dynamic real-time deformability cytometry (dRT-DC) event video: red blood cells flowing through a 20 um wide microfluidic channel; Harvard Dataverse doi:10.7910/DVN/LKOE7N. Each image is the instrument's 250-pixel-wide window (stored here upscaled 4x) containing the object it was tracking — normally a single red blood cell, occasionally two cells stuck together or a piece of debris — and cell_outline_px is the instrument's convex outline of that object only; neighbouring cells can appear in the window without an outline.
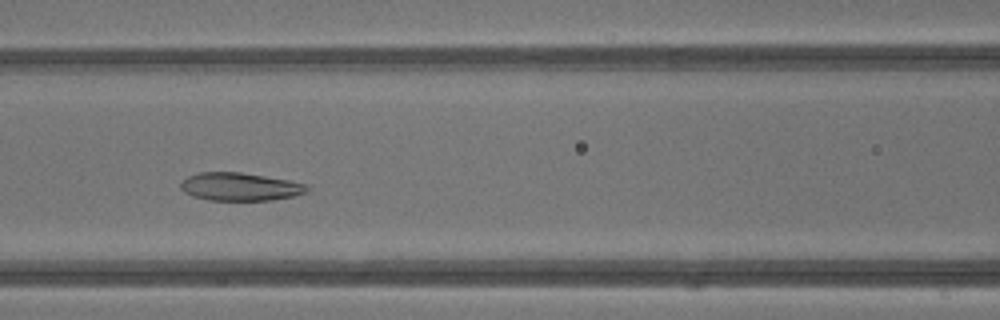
{"species": "common noctule bat (a hibernating species)", "species_latin": "Nyctalus noctula", "temperature_condition": "warm", "stored_images_in_passage": 34, "camera_frame_rate_fps": 3000, "um_per_image_px": 0.085, "animal": {"sex": "male", "body_mass_g": 13.3}, "frame": {"image": 1, "passage_image": 15, "time_ms": 4.667, "image_size_px": [1000, 320], "cell_outline_px": [[312, 188], [308, 192], [292, 196], [272, 200], [208, 200], [192, 196], [184, 192], [180, 188], [180, 184], [188, 176], [200, 172], [240, 172], [288, 180], [308, 184]], "centroid_in_image_um": [20.43, 15.87], "position_along_channel_um": 146.2, "area_um2": 20.69}}
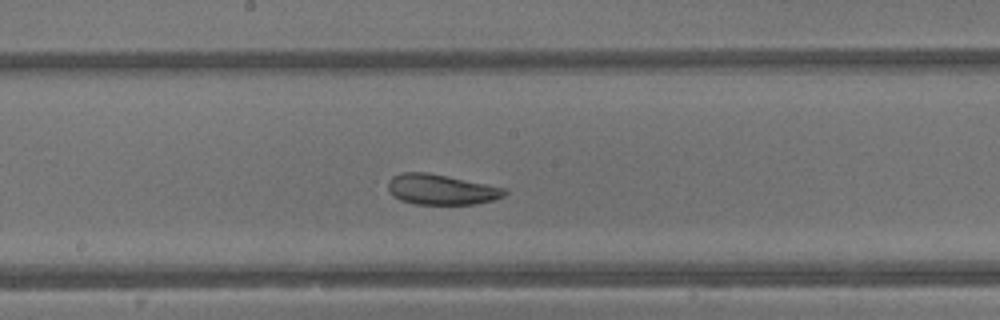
{"frame": {"image": 2, "passage_image": 19, "time_ms": 6.0, "image_size_px": [1000, 320], "cell_outline_px": [[508, 192], [504, 196], [492, 200], [476, 204], [416, 204], [400, 200], [392, 196], [388, 188], [388, 180], [392, 176], [400, 172], [428, 172], [508, 188]], "centroid_in_image_um": [37.5, 16.1], "position_along_channel_um": 210.7, "area_um2": 20.87}}
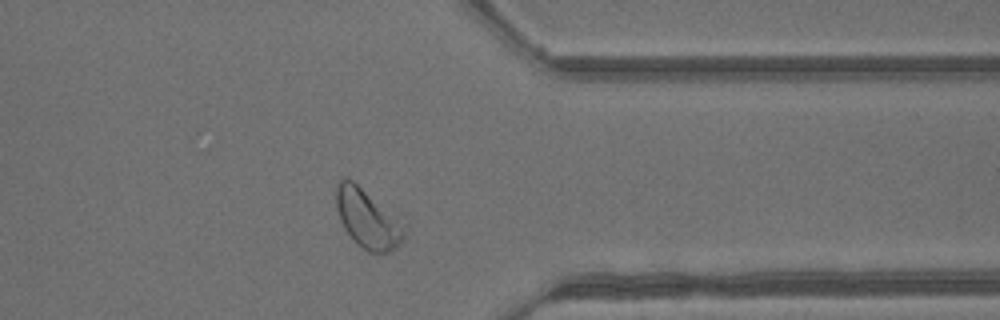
{"frame": {"image": 3, "passage_image": 30, "time_ms": 9.667, "image_size_px": [1000, 320], "cell_outline_px": [[408, 224], [404, 240], [400, 244], [388, 252], [368, 252], [356, 244], [352, 240], [344, 228], [340, 220], [336, 208], [336, 184], [344, 176], [352, 180], [408, 220]], "centroid_in_image_um": [31.33, 18.56], "position_along_channel_um": 380.1, "area_um2": 24.68}, "authors_computed_cell_mechanics": {"area_um2": 22.3397, "velocity_mm_per_s": 4.8477, "shape_relaxation_time_tau1_ms": 2.7767, "shape_relaxation_time_tau2_ms": 1.7029, "deformation_change_tau1": 0.0994, "deformation_change_tau2": 0.0805}}